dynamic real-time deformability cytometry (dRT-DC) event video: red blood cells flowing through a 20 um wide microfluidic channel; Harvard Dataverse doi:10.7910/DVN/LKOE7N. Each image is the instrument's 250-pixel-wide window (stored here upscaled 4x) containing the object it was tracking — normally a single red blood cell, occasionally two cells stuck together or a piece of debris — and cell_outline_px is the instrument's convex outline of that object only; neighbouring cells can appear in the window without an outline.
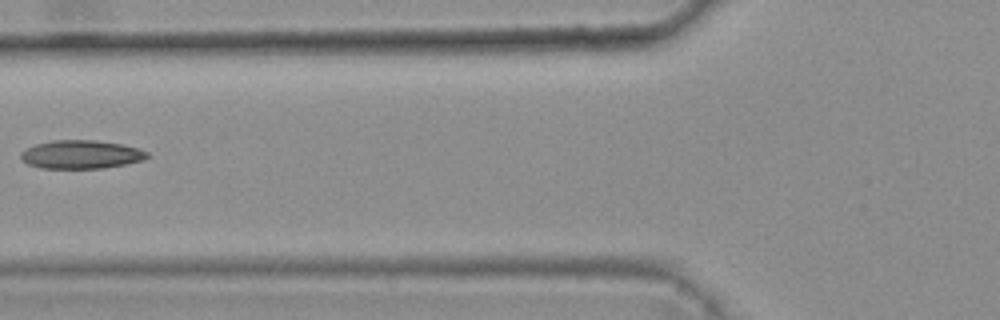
{"species": "common noctule bat (a hibernating species)", "species_latin": "Nyctalus noctula", "temperature_condition": "warm", "stored_images_in_passage": 7, "camera_frame_rate_fps": 3000, "um_per_image_px": 0.085, "animal": {"sex": "female", "body_mass_g": 25.1}, "frame": {"image": 1, "passage_image": 7, "time_ms": 2.0, "image_size_px": [1000, 320], "cell_outline_px": [[148, 156], [144, 160], [104, 168], [40, 168], [28, 164], [20, 156], [20, 152], [36, 144], [52, 140], [96, 140], [124, 144], [148, 152]], "centroid_in_image_um": [6.9, 13.12], "position_along_channel_um": 118.9, "area_um2": 20.87}}